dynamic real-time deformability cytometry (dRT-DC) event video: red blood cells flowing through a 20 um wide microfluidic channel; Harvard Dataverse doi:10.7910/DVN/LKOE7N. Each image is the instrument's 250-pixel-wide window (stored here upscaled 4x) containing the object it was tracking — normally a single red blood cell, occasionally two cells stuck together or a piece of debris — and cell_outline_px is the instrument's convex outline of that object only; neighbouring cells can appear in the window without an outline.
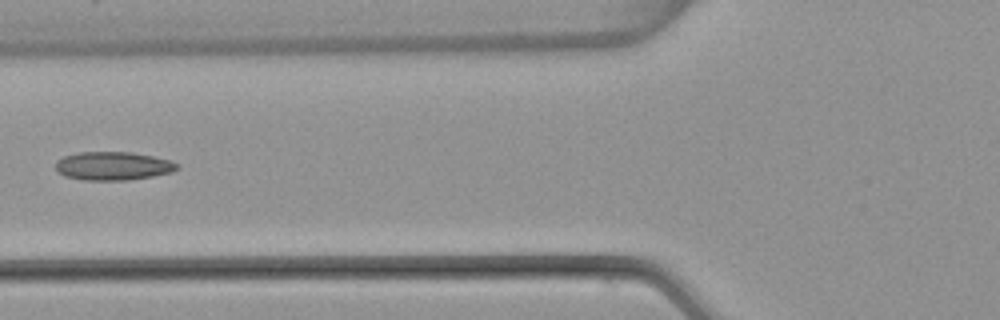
{"species": "common noctule bat (a hibernating species)", "species_latin": "Nyctalus noctula", "temperature_condition": "warm", "stored_images_in_passage": 6, "camera_frame_rate_fps": 3000, "um_per_image_px": 0.085, "animal": {"sex": "female", "body_mass_g": 22.7, "forearm_length_mm": 54.2}, "frame": {"image": 1, "passage_image": 6, "time_ms": 1.667, "image_size_px": [1000, 320], "cell_outline_px": [[180, 168], [172, 172], [152, 176], [128, 180], [84, 180], [64, 176], [56, 172], [56, 160], [64, 156], [80, 152], [132, 152], [172, 160], [180, 164]], "centroid_in_image_um": [9.62, 14.1], "position_along_channel_um": 116.2, "area_um2": 20.35}}